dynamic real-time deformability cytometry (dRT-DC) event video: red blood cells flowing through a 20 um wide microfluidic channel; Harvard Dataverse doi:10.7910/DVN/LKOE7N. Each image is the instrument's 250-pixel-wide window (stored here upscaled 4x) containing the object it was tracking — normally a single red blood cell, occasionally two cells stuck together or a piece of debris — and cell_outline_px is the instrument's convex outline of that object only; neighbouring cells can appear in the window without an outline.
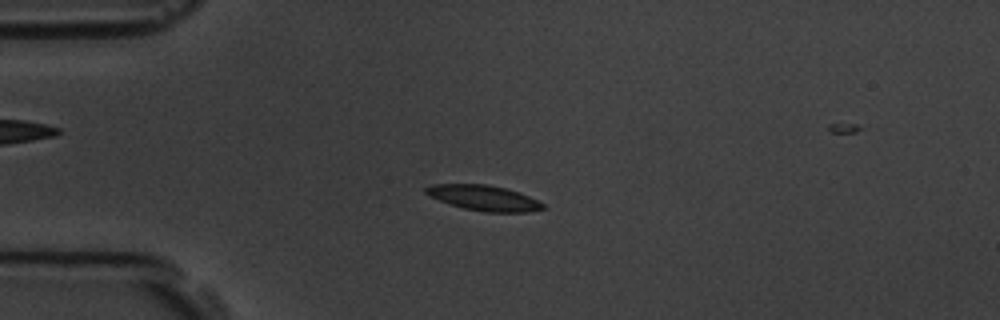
{"species": "common noctule bat (a hibernating species)", "species_latin": "Nyctalus noctula", "temperature_condition": "room temperature", "stored_images_in_passage": 5, "camera_frame_rate_fps": 3000, "um_per_image_px": 0.085, "animal": {"sex": "male", "body_mass_g": 19.5, "forearm_length_mm": 54.6}, "frame": {"image": 1, "passage_image": 4, "time_ms": 3.333, "image_size_px": [1000, 320], "cell_outline_px": [[544, 208], [528, 212], [484, 212], [464, 208], [428, 196], [424, 192], [424, 188], [428, 184], [488, 184], [520, 192], [544, 204]], "centroid_in_image_um": [41.09, 16.81], "position_along_channel_um": 43.9, "area_um2": 17.22}}